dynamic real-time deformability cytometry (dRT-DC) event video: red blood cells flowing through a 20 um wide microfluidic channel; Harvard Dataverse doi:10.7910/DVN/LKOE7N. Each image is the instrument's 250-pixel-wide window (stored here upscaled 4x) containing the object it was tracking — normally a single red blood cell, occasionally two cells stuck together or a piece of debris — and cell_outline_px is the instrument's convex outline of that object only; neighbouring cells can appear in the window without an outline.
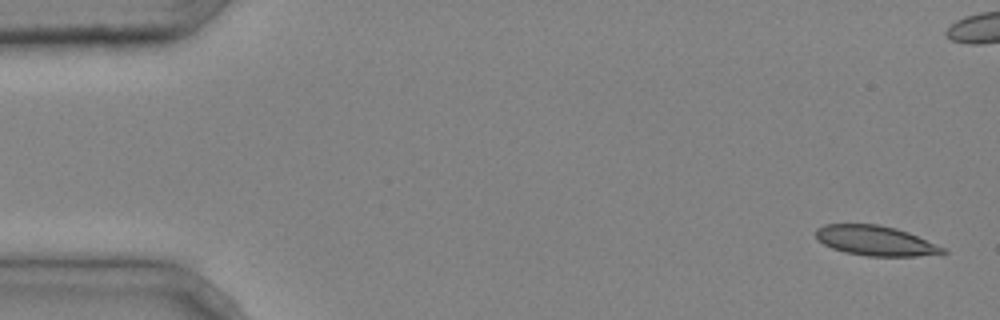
{"species": "common noctule bat (a hibernating species)", "species_latin": "Nyctalus noctula", "temperature_condition": "cold", "stored_images_in_passage": 5, "camera_frame_rate_fps": 3000, "um_per_image_px": 0.085, "animal": {"sex": "male", "body_mass_g": 20.4}, "frame": {"image": 1, "passage_image": 1, "time_ms": 0.0, "image_size_px": [1000, 320], "cell_outline_px": [[948, 252], [916, 256], [868, 256], [844, 252], [832, 248], [824, 244], [816, 236], [816, 228], [824, 224], [876, 224], [896, 228], [908, 232], [948, 248]], "centroid_in_image_um": [74.45, 20.46], "position_along_channel_um": 10.6, "area_um2": 22.14}}
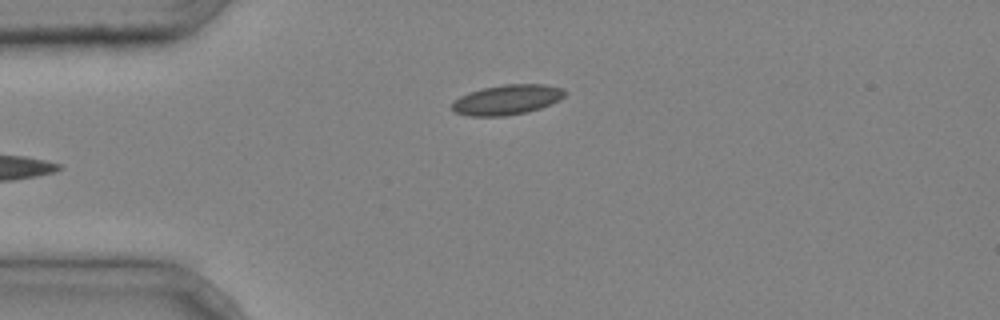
{"frame": {"image": 2, "passage_image": 5, "time_ms": 1.333, "image_size_px": [1000, 320], "cell_outline_px": [[568, 92], [560, 100], [540, 108], [528, 112], [504, 116], [468, 116], [456, 112], [452, 108], [452, 100], [468, 92], [484, 88], [504, 84], [544, 84], [564, 88]], "centroid_in_image_um": [43.12, 8.47], "position_along_channel_um": 41.9, "area_um2": 19.88}}